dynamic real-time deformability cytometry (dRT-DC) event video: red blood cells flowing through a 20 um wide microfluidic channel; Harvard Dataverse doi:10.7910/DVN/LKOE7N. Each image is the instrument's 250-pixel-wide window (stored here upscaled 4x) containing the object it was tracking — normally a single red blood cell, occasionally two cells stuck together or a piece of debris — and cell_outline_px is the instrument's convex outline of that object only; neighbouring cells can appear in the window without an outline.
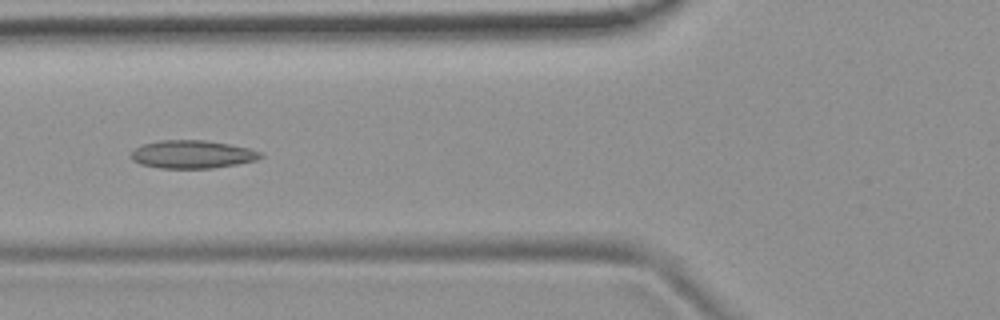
{"species": "common noctule bat (a hibernating species)", "species_latin": "Nyctalus noctula", "temperature_condition": "room temperature", "stored_images_in_passage": 6, "camera_frame_rate_fps": 3000, "um_per_image_px": 0.085, "animal": {"sex": "female", "body_mass_g": 19.9}, "frame": {"image": 1, "passage_image": 6, "time_ms": 1.667, "image_size_px": [1000, 320], "cell_outline_px": [[264, 156], [256, 160], [236, 164], [212, 168], [160, 168], [140, 164], [132, 160], [128, 156], [136, 148], [144, 144], [160, 140], [204, 140], [228, 144], [248, 148], [260, 152]], "centroid_in_image_um": [16.31, 13.12], "position_along_channel_um": 109.5, "area_um2": 21.04}}